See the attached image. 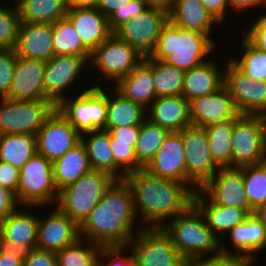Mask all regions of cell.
<instances>
[{
	"mask_svg": "<svg viewBox=\"0 0 266 266\" xmlns=\"http://www.w3.org/2000/svg\"><path fill=\"white\" fill-rule=\"evenodd\" d=\"M136 222L130 186L116 180L79 226V236L101 247L126 246L142 227Z\"/></svg>",
	"mask_w": 266,
	"mask_h": 266,
	"instance_id": "6da1fadb",
	"label": "cell"
},
{
	"mask_svg": "<svg viewBox=\"0 0 266 266\" xmlns=\"http://www.w3.org/2000/svg\"><path fill=\"white\" fill-rule=\"evenodd\" d=\"M133 194L141 226H164L193 204L194 192L184 183L153 175L145 168L124 178Z\"/></svg>",
	"mask_w": 266,
	"mask_h": 266,
	"instance_id": "7a4b0ae2",
	"label": "cell"
},
{
	"mask_svg": "<svg viewBox=\"0 0 266 266\" xmlns=\"http://www.w3.org/2000/svg\"><path fill=\"white\" fill-rule=\"evenodd\" d=\"M218 47L206 34L179 28L168 21L149 57L188 71L206 62Z\"/></svg>",
	"mask_w": 266,
	"mask_h": 266,
	"instance_id": "3957f363",
	"label": "cell"
},
{
	"mask_svg": "<svg viewBox=\"0 0 266 266\" xmlns=\"http://www.w3.org/2000/svg\"><path fill=\"white\" fill-rule=\"evenodd\" d=\"M164 228L186 260L221 253L220 238L207 226L202 214L192 204L184 213L169 220Z\"/></svg>",
	"mask_w": 266,
	"mask_h": 266,
	"instance_id": "277c9868",
	"label": "cell"
},
{
	"mask_svg": "<svg viewBox=\"0 0 266 266\" xmlns=\"http://www.w3.org/2000/svg\"><path fill=\"white\" fill-rule=\"evenodd\" d=\"M93 80L95 85L90 83L84 90L78 89L79 93H75V97L64 98L56 106L81 136L105 129L108 90L102 87L101 78Z\"/></svg>",
	"mask_w": 266,
	"mask_h": 266,
	"instance_id": "5b68a950",
	"label": "cell"
},
{
	"mask_svg": "<svg viewBox=\"0 0 266 266\" xmlns=\"http://www.w3.org/2000/svg\"><path fill=\"white\" fill-rule=\"evenodd\" d=\"M116 180L109 173L91 169L59 191L56 206L80 226Z\"/></svg>",
	"mask_w": 266,
	"mask_h": 266,
	"instance_id": "8992f818",
	"label": "cell"
},
{
	"mask_svg": "<svg viewBox=\"0 0 266 266\" xmlns=\"http://www.w3.org/2000/svg\"><path fill=\"white\" fill-rule=\"evenodd\" d=\"M54 183L53 162L39 153L20 169L17 202L20 206H54L58 199Z\"/></svg>",
	"mask_w": 266,
	"mask_h": 266,
	"instance_id": "52a82bcc",
	"label": "cell"
},
{
	"mask_svg": "<svg viewBox=\"0 0 266 266\" xmlns=\"http://www.w3.org/2000/svg\"><path fill=\"white\" fill-rule=\"evenodd\" d=\"M135 266H184L185 259L171 241L164 226H142L126 245Z\"/></svg>",
	"mask_w": 266,
	"mask_h": 266,
	"instance_id": "ba28073f",
	"label": "cell"
},
{
	"mask_svg": "<svg viewBox=\"0 0 266 266\" xmlns=\"http://www.w3.org/2000/svg\"><path fill=\"white\" fill-rule=\"evenodd\" d=\"M266 161V126L263 115L239 114L232 131V167Z\"/></svg>",
	"mask_w": 266,
	"mask_h": 266,
	"instance_id": "9c48e42d",
	"label": "cell"
},
{
	"mask_svg": "<svg viewBox=\"0 0 266 266\" xmlns=\"http://www.w3.org/2000/svg\"><path fill=\"white\" fill-rule=\"evenodd\" d=\"M140 54L129 43L112 33L92 53L89 60V68L101 73L105 83H115L128 75L142 60ZM99 71V72H98Z\"/></svg>",
	"mask_w": 266,
	"mask_h": 266,
	"instance_id": "30bf717a",
	"label": "cell"
},
{
	"mask_svg": "<svg viewBox=\"0 0 266 266\" xmlns=\"http://www.w3.org/2000/svg\"><path fill=\"white\" fill-rule=\"evenodd\" d=\"M56 109L50 100H10L0 98V135H35Z\"/></svg>",
	"mask_w": 266,
	"mask_h": 266,
	"instance_id": "8fae6325",
	"label": "cell"
},
{
	"mask_svg": "<svg viewBox=\"0 0 266 266\" xmlns=\"http://www.w3.org/2000/svg\"><path fill=\"white\" fill-rule=\"evenodd\" d=\"M181 135L185 150L186 185L196 192L220 167L211 157L205 128L192 125L182 130Z\"/></svg>",
	"mask_w": 266,
	"mask_h": 266,
	"instance_id": "7c38bea8",
	"label": "cell"
},
{
	"mask_svg": "<svg viewBox=\"0 0 266 266\" xmlns=\"http://www.w3.org/2000/svg\"><path fill=\"white\" fill-rule=\"evenodd\" d=\"M168 21V6L151 5L120 26L114 33L147 57L153 52L162 28Z\"/></svg>",
	"mask_w": 266,
	"mask_h": 266,
	"instance_id": "4fadbf2b",
	"label": "cell"
},
{
	"mask_svg": "<svg viewBox=\"0 0 266 266\" xmlns=\"http://www.w3.org/2000/svg\"><path fill=\"white\" fill-rule=\"evenodd\" d=\"M91 56L54 55L46 62L43 87L47 98L57 106L64 98L71 96L74 83L77 86ZM68 91V92H67ZM68 93V94H67ZM66 94V95H65ZM68 95V96H67Z\"/></svg>",
	"mask_w": 266,
	"mask_h": 266,
	"instance_id": "5bb4252c",
	"label": "cell"
},
{
	"mask_svg": "<svg viewBox=\"0 0 266 266\" xmlns=\"http://www.w3.org/2000/svg\"><path fill=\"white\" fill-rule=\"evenodd\" d=\"M225 57L224 86L239 114H266V81L251 79Z\"/></svg>",
	"mask_w": 266,
	"mask_h": 266,
	"instance_id": "9a60e30c",
	"label": "cell"
},
{
	"mask_svg": "<svg viewBox=\"0 0 266 266\" xmlns=\"http://www.w3.org/2000/svg\"><path fill=\"white\" fill-rule=\"evenodd\" d=\"M37 153L54 162L81 141V135L55 109L36 134Z\"/></svg>",
	"mask_w": 266,
	"mask_h": 266,
	"instance_id": "2e32d148",
	"label": "cell"
},
{
	"mask_svg": "<svg viewBox=\"0 0 266 266\" xmlns=\"http://www.w3.org/2000/svg\"><path fill=\"white\" fill-rule=\"evenodd\" d=\"M200 190L218 206L254 212L246 196L242 167H220Z\"/></svg>",
	"mask_w": 266,
	"mask_h": 266,
	"instance_id": "e0dca14e",
	"label": "cell"
},
{
	"mask_svg": "<svg viewBox=\"0 0 266 266\" xmlns=\"http://www.w3.org/2000/svg\"><path fill=\"white\" fill-rule=\"evenodd\" d=\"M47 216H39L36 247L58 252L79 238V226L56 205Z\"/></svg>",
	"mask_w": 266,
	"mask_h": 266,
	"instance_id": "ac0fdd59",
	"label": "cell"
},
{
	"mask_svg": "<svg viewBox=\"0 0 266 266\" xmlns=\"http://www.w3.org/2000/svg\"><path fill=\"white\" fill-rule=\"evenodd\" d=\"M29 208L38 210L39 206L37 208L19 206L13 213L0 220V234L5 247L17 249L23 253L36 248L39 217L36 216V212L32 214Z\"/></svg>",
	"mask_w": 266,
	"mask_h": 266,
	"instance_id": "d6986e66",
	"label": "cell"
},
{
	"mask_svg": "<svg viewBox=\"0 0 266 266\" xmlns=\"http://www.w3.org/2000/svg\"><path fill=\"white\" fill-rule=\"evenodd\" d=\"M230 244L221 241V252L247 258L256 264L258 253L266 250V228L254 214L226 233ZM225 244L233 246H225ZM232 248V250H231ZM235 249V250H233Z\"/></svg>",
	"mask_w": 266,
	"mask_h": 266,
	"instance_id": "ffe728a7",
	"label": "cell"
},
{
	"mask_svg": "<svg viewBox=\"0 0 266 266\" xmlns=\"http://www.w3.org/2000/svg\"><path fill=\"white\" fill-rule=\"evenodd\" d=\"M238 115L233 99L224 85L214 93L189 101V116L193 126L205 128L235 119Z\"/></svg>",
	"mask_w": 266,
	"mask_h": 266,
	"instance_id": "44dd1931",
	"label": "cell"
},
{
	"mask_svg": "<svg viewBox=\"0 0 266 266\" xmlns=\"http://www.w3.org/2000/svg\"><path fill=\"white\" fill-rule=\"evenodd\" d=\"M45 67V61L16 55L11 88L4 98L22 101L49 100L43 87Z\"/></svg>",
	"mask_w": 266,
	"mask_h": 266,
	"instance_id": "7402d4cb",
	"label": "cell"
},
{
	"mask_svg": "<svg viewBox=\"0 0 266 266\" xmlns=\"http://www.w3.org/2000/svg\"><path fill=\"white\" fill-rule=\"evenodd\" d=\"M145 169L161 178L186 184L185 150L181 131L169 132Z\"/></svg>",
	"mask_w": 266,
	"mask_h": 266,
	"instance_id": "603a6c76",
	"label": "cell"
},
{
	"mask_svg": "<svg viewBox=\"0 0 266 266\" xmlns=\"http://www.w3.org/2000/svg\"><path fill=\"white\" fill-rule=\"evenodd\" d=\"M14 51L24 58L49 61L55 55L53 24L21 22Z\"/></svg>",
	"mask_w": 266,
	"mask_h": 266,
	"instance_id": "cb8c5ba5",
	"label": "cell"
},
{
	"mask_svg": "<svg viewBox=\"0 0 266 266\" xmlns=\"http://www.w3.org/2000/svg\"><path fill=\"white\" fill-rule=\"evenodd\" d=\"M66 17L91 53L113 33L109 28L108 18L94 6L69 8Z\"/></svg>",
	"mask_w": 266,
	"mask_h": 266,
	"instance_id": "d4e9b609",
	"label": "cell"
},
{
	"mask_svg": "<svg viewBox=\"0 0 266 266\" xmlns=\"http://www.w3.org/2000/svg\"><path fill=\"white\" fill-rule=\"evenodd\" d=\"M147 119L169 132H179L192 126L189 101L182 95L157 97L146 109Z\"/></svg>",
	"mask_w": 266,
	"mask_h": 266,
	"instance_id": "484cf974",
	"label": "cell"
},
{
	"mask_svg": "<svg viewBox=\"0 0 266 266\" xmlns=\"http://www.w3.org/2000/svg\"><path fill=\"white\" fill-rule=\"evenodd\" d=\"M169 21L175 26L194 30L206 34L216 45L213 39L215 25L219 23L207 11L200 0H170L168 5Z\"/></svg>",
	"mask_w": 266,
	"mask_h": 266,
	"instance_id": "4316f807",
	"label": "cell"
},
{
	"mask_svg": "<svg viewBox=\"0 0 266 266\" xmlns=\"http://www.w3.org/2000/svg\"><path fill=\"white\" fill-rule=\"evenodd\" d=\"M215 57L211 55L206 62L185 71L181 95L188 101L214 93L224 85L225 64L222 61L224 66H220Z\"/></svg>",
	"mask_w": 266,
	"mask_h": 266,
	"instance_id": "83f0119b",
	"label": "cell"
},
{
	"mask_svg": "<svg viewBox=\"0 0 266 266\" xmlns=\"http://www.w3.org/2000/svg\"><path fill=\"white\" fill-rule=\"evenodd\" d=\"M193 205L202 214L207 226L220 239V234L226 235L228 231L250 216L246 209L214 204L200 189L193 194Z\"/></svg>",
	"mask_w": 266,
	"mask_h": 266,
	"instance_id": "f1b7e54d",
	"label": "cell"
},
{
	"mask_svg": "<svg viewBox=\"0 0 266 266\" xmlns=\"http://www.w3.org/2000/svg\"><path fill=\"white\" fill-rule=\"evenodd\" d=\"M119 93L147 109L157 98L151 68L142 60L113 86Z\"/></svg>",
	"mask_w": 266,
	"mask_h": 266,
	"instance_id": "f546056e",
	"label": "cell"
},
{
	"mask_svg": "<svg viewBox=\"0 0 266 266\" xmlns=\"http://www.w3.org/2000/svg\"><path fill=\"white\" fill-rule=\"evenodd\" d=\"M91 170L87 149L82 141L53 162L54 183L59 191L75 183Z\"/></svg>",
	"mask_w": 266,
	"mask_h": 266,
	"instance_id": "4dcf8cb0",
	"label": "cell"
},
{
	"mask_svg": "<svg viewBox=\"0 0 266 266\" xmlns=\"http://www.w3.org/2000/svg\"><path fill=\"white\" fill-rule=\"evenodd\" d=\"M107 92V117L105 131L120 126L141 125L146 119V109L127 99L114 87Z\"/></svg>",
	"mask_w": 266,
	"mask_h": 266,
	"instance_id": "1f68e13d",
	"label": "cell"
},
{
	"mask_svg": "<svg viewBox=\"0 0 266 266\" xmlns=\"http://www.w3.org/2000/svg\"><path fill=\"white\" fill-rule=\"evenodd\" d=\"M21 22L53 24L66 17L64 0H15Z\"/></svg>",
	"mask_w": 266,
	"mask_h": 266,
	"instance_id": "d6a6232c",
	"label": "cell"
},
{
	"mask_svg": "<svg viewBox=\"0 0 266 266\" xmlns=\"http://www.w3.org/2000/svg\"><path fill=\"white\" fill-rule=\"evenodd\" d=\"M37 153V138L29 134L0 135V161L19 170Z\"/></svg>",
	"mask_w": 266,
	"mask_h": 266,
	"instance_id": "836d02e7",
	"label": "cell"
},
{
	"mask_svg": "<svg viewBox=\"0 0 266 266\" xmlns=\"http://www.w3.org/2000/svg\"><path fill=\"white\" fill-rule=\"evenodd\" d=\"M89 158L91 169L109 173L115 178V161L110 145V134L105 130L81 136Z\"/></svg>",
	"mask_w": 266,
	"mask_h": 266,
	"instance_id": "e575fe53",
	"label": "cell"
},
{
	"mask_svg": "<svg viewBox=\"0 0 266 266\" xmlns=\"http://www.w3.org/2000/svg\"><path fill=\"white\" fill-rule=\"evenodd\" d=\"M150 6L147 0H95L94 4V7L108 18L109 28L113 33Z\"/></svg>",
	"mask_w": 266,
	"mask_h": 266,
	"instance_id": "d590c367",
	"label": "cell"
},
{
	"mask_svg": "<svg viewBox=\"0 0 266 266\" xmlns=\"http://www.w3.org/2000/svg\"><path fill=\"white\" fill-rule=\"evenodd\" d=\"M143 61L152 70L157 97L181 95L185 71L149 56L144 57Z\"/></svg>",
	"mask_w": 266,
	"mask_h": 266,
	"instance_id": "8d00e7d4",
	"label": "cell"
},
{
	"mask_svg": "<svg viewBox=\"0 0 266 266\" xmlns=\"http://www.w3.org/2000/svg\"><path fill=\"white\" fill-rule=\"evenodd\" d=\"M234 119L205 127L210 154L219 167H232V131Z\"/></svg>",
	"mask_w": 266,
	"mask_h": 266,
	"instance_id": "74e56055",
	"label": "cell"
},
{
	"mask_svg": "<svg viewBox=\"0 0 266 266\" xmlns=\"http://www.w3.org/2000/svg\"><path fill=\"white\" fill-rule=\"evenodd\" d=\"M240 43L241 50L237 51L240 56L231 53L229 60L251 79L266 81V51L254 46L244 35Z\"/></svg>",
	"mask_w": 266,
	"mask_h": 266,
	"instance_id": "f35d334b",
	"label": "cell"
},
{
	"mask_svg": "<svg viewBox=\"0 0 266 266\" xmlns=\"http://www.w3.org/2000/svg\"><path fill=\"white\" fill-rule=\"evenodd\" d=\"M169 131L146 119L140 125L135 154L137 162L145 168L160 149Z\"/></svg>",
	"mask_w": 266,
	"mask_h": 266,
	"instance_id": "ab89813d",
	"label": "cell"
},
{
	"mask_svg": "<svg viewBox=\"0 0 266 266\" xmlns=\"http://www.w3.org/2000/svg\"><path fill=\"white\" fill-rule=\"evenodd\" d=\"M53 49L55 55L91 56L67 17L53 23Z\"/></svg>",
	"mask_w": 266,
	"mask_h": 266,
	"instance_id": "60d3db41",
	"label": "cell"
},
{
	"mask_svg": "<svg viewBox=\"0 0 266 266\" xmlns=\"http://www.w3.org/2000/svg\"><path fill=\"white\" fill-rule=\"evenodd\" d=\"M101 246L79 238L56 252L58 266H98Z\"/></svg>",
	"mask_w": 266,
	"mask_h": 266,
	"instance_id": "b9f144b4",
	"label": "cell"
},
{
	"mask_svg": "<svg viewBox=\"0 0 266 266\" xmlns=\"http://www.w3.org/2000/svg\"><path fill=\"white\" fill-rule=\"evenodd\" d=\"M244 187L250 206L255 210L266 202V161L242 167Z\"/></svg>",
	"mask_w": 266,
	"mask_h": 266,
	"instance_id": "7bdbcfd3",
	"label": "cell"
},
{
	"mask_svg": "<svg viewBox=\"0 0 266 266\" xmlns=\"http://www.w3.org/2000/svg\"><path fill=\"white\" fill-rule=\"evenodd\" d=\"M13 4L5 6L0 2V49L14 50L17 44L21 20L15 2Z\"/></svg>",
	"mask_w": 266,
	"mask_h": 266,
	"instance_id": "ee69618b",
	"label": "cell"
},
{
	"mask_svg": "<svg viewBox=\"0 0 266 266\" xmlns=\"http://www.w3.org/2000/svg\"><path fill=\"white\" fill-rule=\"evenodd\" d=\"M115 161V178L124 180L131 172L143 168L136 160L135 149L129 144L110 143Z\"/></svg>",
	"mask_w": 266,
	"mask_h": 266,
	"instance_id": "f6af8a7d",
	"label": "cell"
},
{
	"mask_svg": "<svg viewBox=\"0 0 266 266\" xmlns=\"http://www.w3.org/2000/svg\"><path fill=\"white\" fill-rule=\"evenodd\" d=\"M184 266H256L251 260L227 253L185 260Z\"/></svg>",
	"mask_w": 266,
	"mask_h": 266,
	"instance_id": "bcb514c9",
	"label": "cell"
},
{
	"mask_svg": "<svg viewBox=\"0 0 266 266\" xmlns=\"http://www.w3.org/2000/svg\"><path fill=\"white\" fill-rule=\"evenodd\" d=\"M125 252L130 254L126 255ZM98 266H135V263L131 251L127 250L126 246H113L101 247Z\"/></svg>",
	"mask_w": 266,
	"mask_h": 266,
	"instance_id": "7dc6e473",
	"label": "cell"
},
{
	"mask_svg": "<svg viewBox=\"0 0 266 266\" xmlns=\"http://www.w3.org/2000/svg\"><path fill=\"white\" fill-rule=\"evenodd\" d=\"M16 53L10 49H0V98H4L11 88L15 69Z\"/></svg>",
	"mask_w": 266,
	"mask_h": 266,
	"instance_id": "c3c4849f",
	"label": "cell"
},
{
	"mask_svg": "<svg viewBox=\"0 0 266 266\" xmlns=\"http://www.w3.org/2000/svg\"><path fill=\"white\" fill-rule=\"evenodd\" d=\"M266 9V7H265ZM259 13L256 20L253 18V22L245 29L242 33L254 46L257 48L266 51V11L262 14Z\"/></svg>",
	"mask_w": 266,
	"mask_h": 266,
	"instance_id": "681fc988",
	"label": "cell"
},
{
	"mask_svg": "<svg viewBox=\"0 0 266 266\" xmlns=\"http://www.w3.org/2000/svg\"><path fill=\"white\" fill-rule=\"evenodd\" d=\"M110 134V143L129 144L134 149L137 144L140 125L120 126L107 131Z\"/></svg>",
	"mask_w": 266,
	"mask_h": 266,
	"instance_id": "f907efd6",
	"label": "cell"
},
{
	"mask_svg": "<svg viewBox=\"0 0 266 266\" xmlns=\"http://www.w3.org/2000/svg\"><path fill=\"white\" fill-rule=\"evenodd\" d=\"M23 266H58L56 252L36 247L24 253Z\"/></svg>",
	"mask_w": 266,
	"mask_h": 266,
	"instance_id": "816d5d0a",
	"label": "cell"
},
{
	"mask_svg": "<svg viewBox=\"0 0 266 266\" xmlns=\"http://www.w3.org/2000/svg\"><path fill=\"white\" fill-rule=\"evenodd\" d=\"M20 170L9 163L0 161V185L12 192L17 199Z\"/></svg>",
	"mask_w": 266,
	"mask_h": 266,
	"instance_id": "f5cc1de1",
	"label": "cell"
},
{
	"mask_svg": "<svg viewBox=\"0 0 266 266\" xmlns=\"http://www.w3.org/2000/svg\"><path fill=\"white\" fill-rule=\"evenodd\" d=\"M207 11L215 18V20L221 24L219 27H223V23L228 21V12L230 9V5L228 0H200ZM228 11V12H227Z\"/></svg>",
	"mask_w": 266,
	"mask_h": 266,
	"instance_id": "db71d44e",
	"label": "cell"
},
{
	"mask_svg": "<svg viewBox=\"0 0 266 266\" xmlns=\"http://www.w3.org/2000/svg\"><path fill=\"white\" fill-rule=\"evenodd\" d=\"M19 206L16 196L0 185V220L13 213Z\"/></svg>",
	"mask_w": 266,
	"mask_h": 266,
	"instance_id": "11a10c76",
	"label": "cell"
},
{
	"mask_svg": "<svg viewBox=\"0 0 266 266\" xmlns=\"http://www.w3.org/2000/svg\"><path fill=\"white\" fill-rule=\"evenodd\" d=\"M24 253L20 250L3 246L0 251V266H23Z\"/></svg>",
	"mask_w": 266,
	"mask_h": 266,
	"instance_id": "9f6ffc18",
	"label": "cell"
},
{
	"mask_svg": "<svg viewBox=\"0 0 266 266\" xmlns=\"http://www.w3.org/2000/svg\"><path fill=\"white\" fill-rule=\"evenodd\" d=\"M228 2L230 10L233 11V14L237 12V15L240 12L242 14L246 9V11L249 9L252 11V9L256 7V9L263 8L265 10L266 7V0H228Z\"/></svg>",
	"mask_w": 266,
	"mask_h": 266,
	"instance_id": "6f0895ef",
	"label": "cell"
},
{
	"mask_svg": "<svg viewBox=\"0 0 266 266\" xmlns=\"http://www.w3.org/2000/svg\"><path fill=\"white\" fill-rule=\"evenodd\" d=\"M66 7L76 8V7H89L94 6L95 0H64Z\"/></svg>",
	"mask_w": 266,
	"mask_h": 266,
	"instance_id": "680465c9",
	"label": "cell"
},
{
	"mask_svg": "<svg viewBox=\"0 0 266 266\" xmlns=\"http://www.w3.org/2000/svg\"><path fill=\"white\" fill-rule=\"evenodd\" d=\"M257 219L262 223L266 228V202L259 205L253 212Z\"/></svg>",
	"mask_w": 266,
	"mask_h": 266,
	"instance_id": "91938a15",
	"label": "cell"
},
{
	"mask_svg": "<svg viewBox=\"0 0 266 266\" xmlns=\"http://www.w3.org/2000/svg\"><path fill=\"white\" fill-rule=\"evenodd\" d=\"M151 5L168 6L170 0H147Z\"/></svg>",
	"mask_w": 266,
	"mask_h": 266,
	"instance_id": "94428289",
	"label": "cell"
},
{
	"mask_svg": "<svg viewBox=\"0 0 266 266\" xmlns=\"http://www.w3.org/2000/svg\"><path fill=\"white\" fill-rule=\"evenodd\" d=\"M3 246H4V245H3L2 237H1V234H0V251H1V249H2Z\"/></svg>",
	"mask_w": 266,
	"mask_h": 266,
	"instance_id": "6125c7cd",
	"label": "cell"
},
{
	"mask_svg": "<svg viewBox=\"0 0 266 266\" xmlns=\"http://www.w3.org/2000/svg\"><path fill=\"white\" fill-rule=\"evenodd\" d=\"M264 120H265V126H266V114L263 115Z\"/></svg>",
	"mask_w": 266,
	"mask_h": 266,
	"instance_id": "be15d7a7",
	"label": "cell"
}]
</instances>
